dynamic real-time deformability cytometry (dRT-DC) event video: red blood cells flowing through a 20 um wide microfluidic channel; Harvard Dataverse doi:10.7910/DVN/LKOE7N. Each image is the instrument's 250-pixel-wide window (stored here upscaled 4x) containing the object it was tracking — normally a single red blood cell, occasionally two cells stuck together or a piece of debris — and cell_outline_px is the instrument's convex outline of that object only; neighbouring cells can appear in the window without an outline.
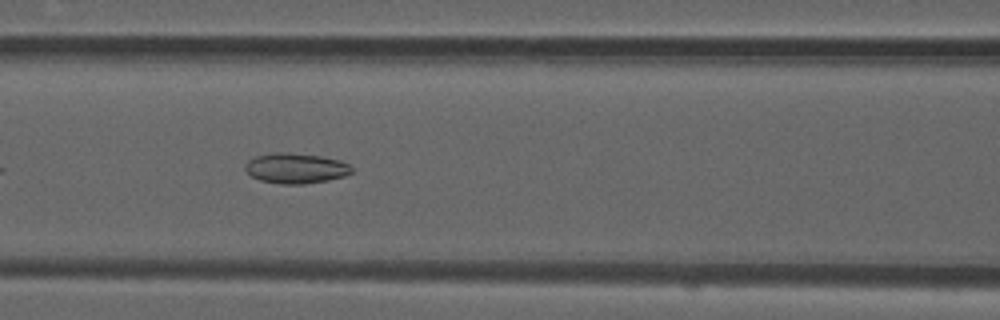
{"species": "common noctule bat (a hibernating species)", "species_latin": "Nyctalus noctula", "temperature_condition": "room temperature", "stored_images_in_passage": 38, "camera_frame_rate_fps": 3000, "um_per_image_px": 0.085, "animal": {"sex": "male", "forearm_length_mm": 52.5}, "frame": {"image": 1, "passage_image": 9, "time_ms": 2.667, "image_size_px": [1000, 320], "cell_outline_px": [[352, 172], [344, 176], [328, 180], [304, 184], [280, 184], [260, 180], [252, 176], [244, 168], [244, 164], [248, 160], [256, 156], [276, 152], [288, 152], [320, 156], [340, 160], [348, 164], [352, 168]], "centroid_in_image_um": [25.13, 14.3], "position_along_channel_um": 141.5, "area_um2": 18.79}}
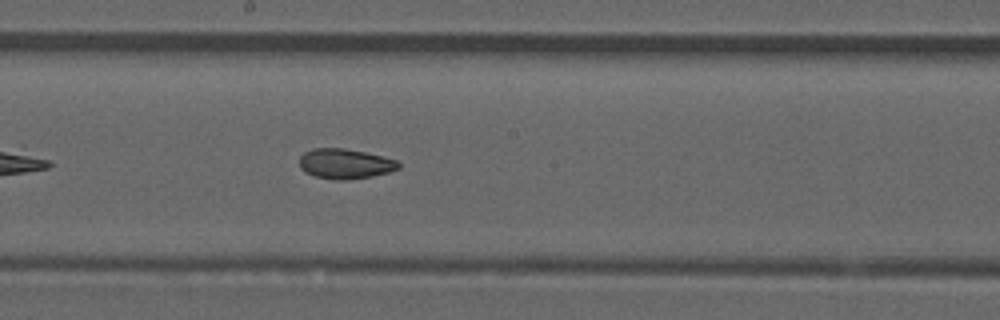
{"frame": {"image": 2, "passage_image": 15, "time_ms": 4.667, "image_size_px": [1000, 320], "cell_outline_px": [[400, 168], [388, 172], [372, 176], [348, 180], [332, 180], [316, 176], [304, 172], [300, 168], [300, 156], [304, 152], [312, 148], [344, 148], [364, 152], [396, 160], [400, 164]], "centroid_in_image_um": [29.3, 13.92], "position_along_channel_um": 218.9, "area_um2": 17.34}}
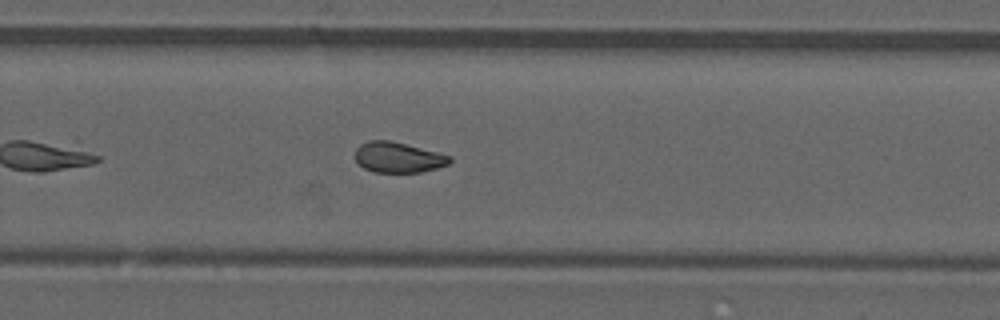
{"frame": {"image": 3, "passage_image": 21, "time_ms": 6.667, "image_size_px": [1000, 320], "cell_outline_px": [[452, 160], [448, 164], [436, 168], [420, 172], [372, 172], [364, 168], [356, 160], [356, 148], [360, 144], [368, 140], [388, 140], [452, 156]], "centroid_in_image_um": [33.83, 13.38], "position_along_channel_um": 296.0, "area_um2": 16.59}, "authors_computed_cell_mechanics": {"area_um2": 17.4845, "velocity_mm_per_s": 3.8803, "shape_relaxation_time_tau1_ms": null, "shape_relaxation_time_tau2_ms": 2.6709, "deformation_change_tau1": null, "deformation_change_tau2": 0.0793}}